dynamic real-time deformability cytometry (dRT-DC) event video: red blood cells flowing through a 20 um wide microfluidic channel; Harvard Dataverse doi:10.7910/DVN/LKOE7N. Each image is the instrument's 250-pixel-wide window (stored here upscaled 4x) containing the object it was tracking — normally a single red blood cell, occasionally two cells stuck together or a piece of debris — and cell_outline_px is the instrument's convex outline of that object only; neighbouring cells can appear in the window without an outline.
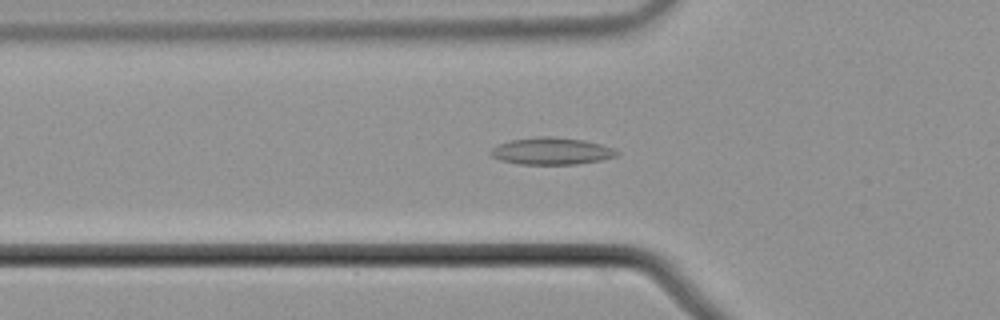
{"species": "common noctule bat (a hibernating species)", "species_latin": "Nyctalus noctula", "temperature_condition": "cold", "stored_images_in_passage": 40, "camera_frame_rate_fps": 3000, "um_per_image_px": 0.085, "animal": {"sex": "male", "body_mass_g": 21.5, "forearm_length_mm": 52.0}, "frame": {"image": 1, "passage_image": 4, "time_ms": 1.0, "image_size_px": [1000, 320], "cell_outline_px": [[620, 152], [616, 156], [600, 160], [576, 164], [520, 164], [500, 160], [492, 156], [488, 152], [492, 148], [500, 144], [512, 140], [540, 136], [548, 136], [584, 140], [600, 144], [612, 148]], "centroid_in_image_um": [46.87, 12.84], "position_along_channel_um": 78.9, "area_um2": 19.65}}
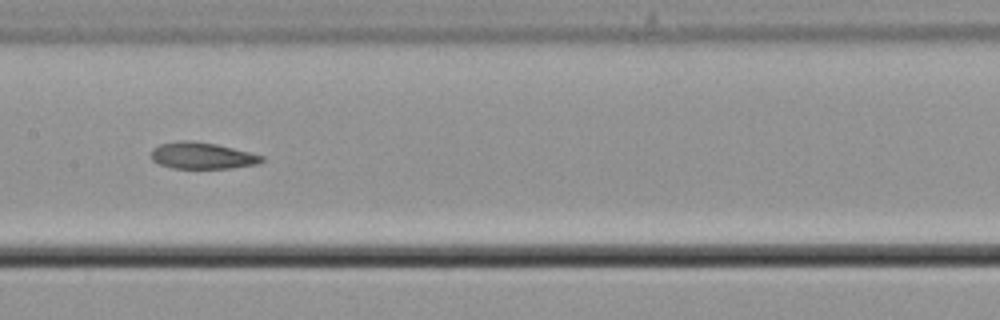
{"frame": {"image": 2, "passage_image": 13, "time_ms": 4.0, "image_size_px": [1000, 320], "cell_outline_px": [[264, 160], [260, 164], [232, 168], [172, 168], [160, 164], [152, 160], [152, 148], [160, 144], [180, 140], [188, 140], [216, 144], [264, 156]], "centroid_in_image_um": [17.19, 13.23], "position_along_channel_um": 190.2, "area_um2": 17.05}}
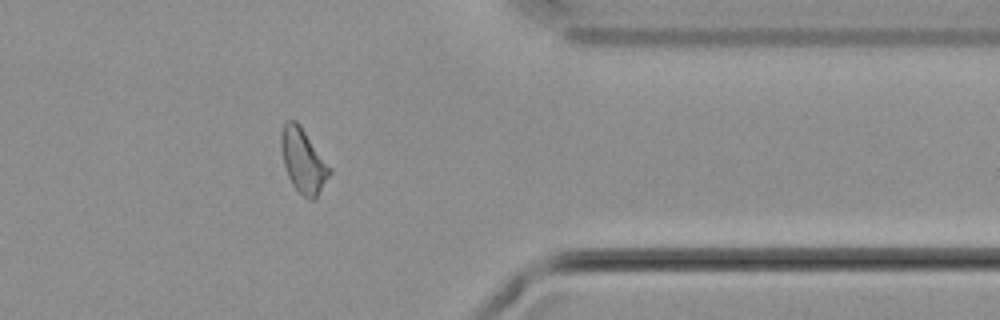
{"frame": {"image": 3, "passage_image": 30, "time_ms": 9.667, "image_size_px": [1000, 320], "cell_outline_px": [[332, 172], [316, 200], [308, 200], [292, 184], [288, 176], [284, 164], [280, 148], [280, 132], [284, 124], [288, 120], [296, 120], [300, 124], [332, 168]], "centroid_in_image_um": [25.79, 13.66], "position_along_channel_um": 385.6, "area_um2": 18.44}, "authors_computed_cell_mechanics": {"area_um2": 18.0914, "velocity_mm_per_s": 3.7105, "shape_relaxation_time_tau1_ms": 11.0668, "shape_relaxation_time_tau2_ms": 5.3699, "deformation_change_tau1": 0.1843, "deformation_change_tau2": 0.1147}}